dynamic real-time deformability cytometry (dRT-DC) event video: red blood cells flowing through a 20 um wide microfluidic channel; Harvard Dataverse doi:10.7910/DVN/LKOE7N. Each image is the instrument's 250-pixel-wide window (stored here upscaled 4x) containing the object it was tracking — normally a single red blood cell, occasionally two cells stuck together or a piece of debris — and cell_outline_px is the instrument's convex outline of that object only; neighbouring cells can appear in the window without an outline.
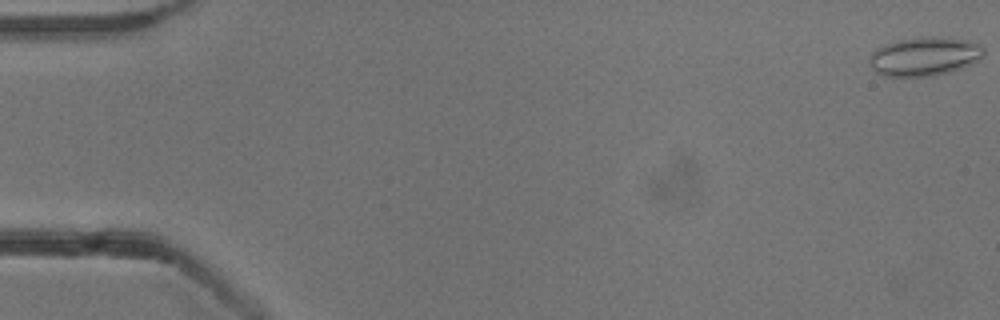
{"species": "common noctule bat (a hibernating species)", "species_latin": "Nyctalus noctula", "temperature_condition": "cold", "stored_images_in_passage": 54, "camera_frame_rate_fps": 3000, "um_per_image_px": 0.085, "animal": {"sex": "male", "body_mass_g": 13.3}, "frame": {"image": 1, "passage_image": 1, "time_ms": 0.0, "image_size_px": [1000, 320], "cell_outline_px": [[984, 56], [980, 60], [972, 64], [948, 72], [932, 76], [884, 76], [876, 72], [872, 68], [868, 60], [872, 52], [884, 44], [900, 40], [920, 36], [936, 36], [968, 40], [980, 44], [984, 48]], "centroid_in_image_um": [78.6, 4.78], "position_along_channel_um": 6.4, "area_um2": 26.07}}
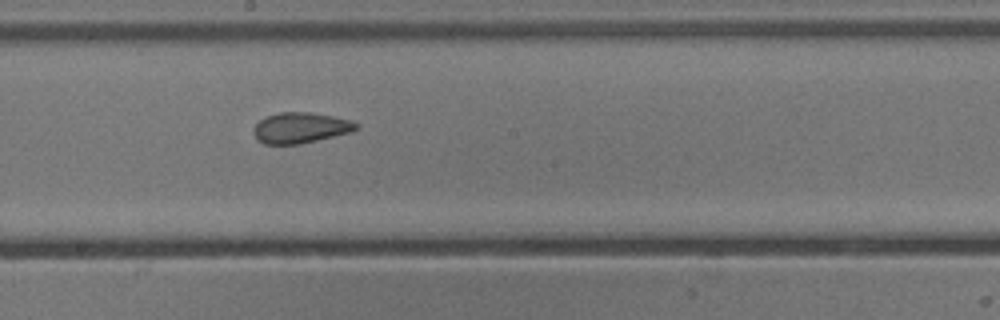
{"frame": {"image": 2, "passage_image": 30, "time_ms": 9.667, "image_size_px": [1000, 320], "cell_outline_px": [[360, 124], [352, 132], [300, 144], [264, 144], [256, 140], [252, 132], [252, 128], [264, 116], [280, 112], [308, 112], [332, 116], [352, 120]], "centroid_in_image_um": [25.51, 10.86], "position_along_channel_um": 222.7, "area_um2": 18.55}}
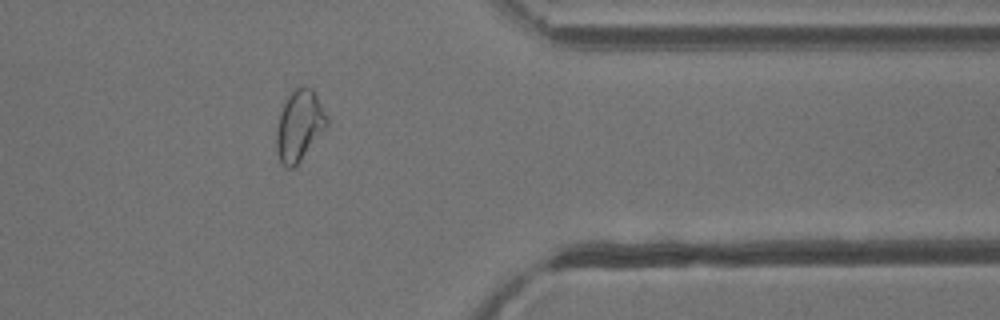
{"frame": {"image": 3, "passage_image": 44, "time_ms": 14.333, "image_size_px": [1000, 320], "cell_outline_px": [[328, 124], [300, 160], [292, 168], [284, 168], [280, 164], [276, 152], [276, 128], [280, 112], [284, 100], [296, 88], [304, 84], [312, 88], [328, 120]], "centroid_in_image_um": [25.39, 10.67], "position_along_channel_um": 386.0, "area_um2": 20.63}, "authors_computed_cell_mechanics": {"area_um2": 20.4612, "velocity_mm_per_s": 3.8277, "shape_relaxation_time_tau1_ms": null, "shape_relaxation_time_tau2_ms": 1.7007, "deformation_change_tau1": null, "deformation_change_tau2": 0.0634}}